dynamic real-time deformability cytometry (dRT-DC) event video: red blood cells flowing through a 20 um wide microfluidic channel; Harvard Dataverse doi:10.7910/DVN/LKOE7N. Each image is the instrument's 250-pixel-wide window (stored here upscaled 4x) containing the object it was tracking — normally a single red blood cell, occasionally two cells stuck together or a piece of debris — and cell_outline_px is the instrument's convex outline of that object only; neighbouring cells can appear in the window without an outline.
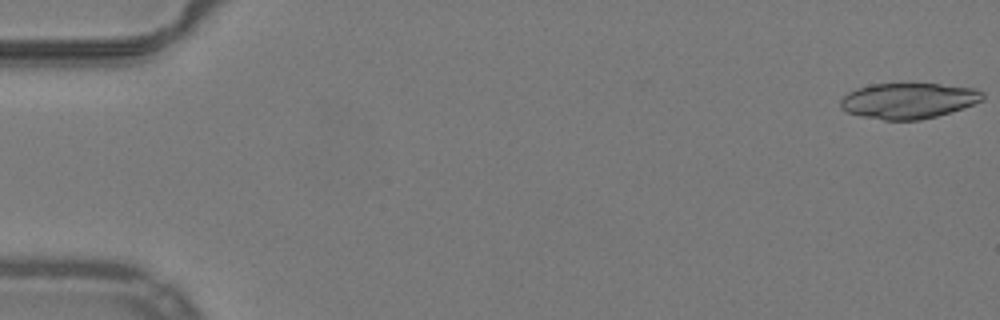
{"species": "common noctule bat (a hibernating species)", "species_latin": "Nyctalus noctula", "temperature_condition": "warm", "stored_images_in_passage": 20, "camera_frame_rate_fps": 3000, "um_per_image_px": 0.085, "animal": {"sex": "male", "body_mass_g": 19.2, "forearm_length_mm": 51.8}, "frame": {"image": 1, "passage_image": 1, "time_ms": 0.0, "image_size_px": [1000, 320], "cell_outline_px": [[984, 100], [964, 108], [936, 116], [920, 120], [884, 120], [860, 116], [848, 112], [840, 108], [840, 100], [848, 92], [856, 88], [872, 84], [940, 84], [976, 88], [984, 92]], "centroid_in_image_um": [77.23, 8.56], "position_along_channel_um": 7.8, "area_um2": 29.71}}